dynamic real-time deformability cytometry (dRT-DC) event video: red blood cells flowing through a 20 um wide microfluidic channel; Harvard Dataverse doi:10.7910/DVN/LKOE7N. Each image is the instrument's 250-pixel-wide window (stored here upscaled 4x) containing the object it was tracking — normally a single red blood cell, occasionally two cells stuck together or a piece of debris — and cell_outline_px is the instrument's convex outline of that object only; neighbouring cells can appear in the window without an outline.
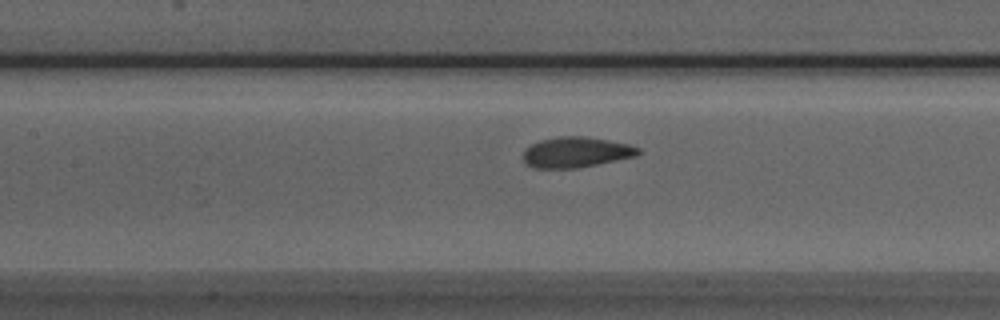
{"species": "Egyptian fruit bat (a non-hibernating species)", "species_latin": "Rousettus aegyptiacus", "temperature_condition": "room temperature", "stored_images_in_passage": 41, "camera_frame_rate_fps": 3000, "um_per_image_px": 0.085, "animal": {"sex": "male"}, "frame": {"image": 1, "passage_image": 19, "time_ms": 6.0, "image_size_px": [1000, 320], "cell_outline_px": [[640, 152], [636, 156], [576, 168], [532, 168], [524, 164], [524, 148], [540, 140], [560, 136], [584, 136], [628, 144], [640, 148]], "centroid_in_image_um": [48.92, 12.94], "position_along_channel_um": 158.5, "area_um2": 20.35}}
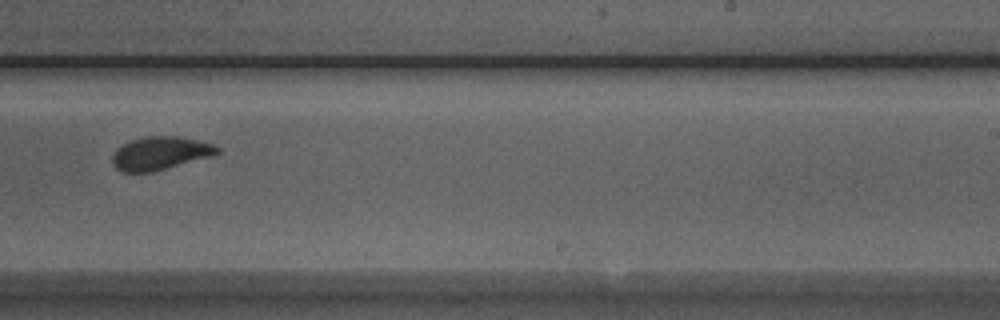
{"frame": {"image": 2, "passage_image": 28, "time_ms": 9.0, "image_size_px": [1000, 320], "cell_outline_px": [[220, 152], [212, 156], [152, 172], [120, 172], [112, 164], [112, 156], [116, 148], [128, 140], [144, 136], [176, 136], [200, 140], [212, 144], [220, 148]], "centroid_in_image_um": [13.58, 13.02], "position_along_channel_um": 275.4, "area_um2": 20.52}}
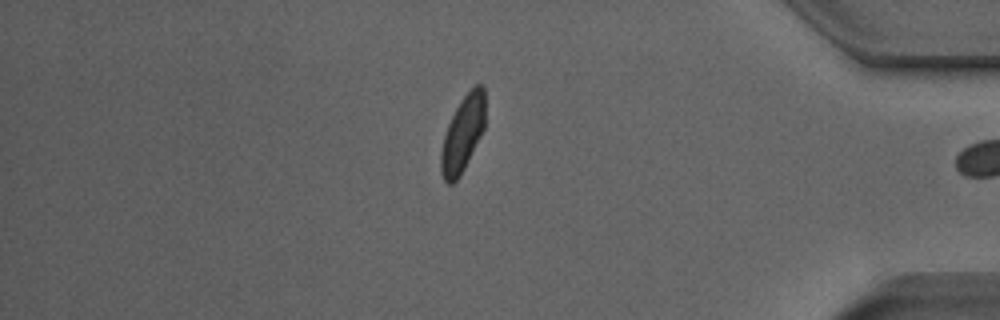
{"frame": {"image": 3, "passage_image": 40, "time_ms": 13.0, "image_size_px": [1000, 320], "cell_outline_px": [[484, 128], [460, 176], [452, 184], [448, 184], [444, 180], [440, 172], [440, 152], [444, 136], [448, 124], [460, 100], [476, 84], [484, 84]], "centroid_in_image_um": [39.31, 11.39], "position_along_channel_um": 395.9, "area_um2": 19.31}, "authors_computed_cell_mechanics": {"area_um2": 21.0392, "velocity_mm_per_s": 3.9139, "shape_relaxation_time_tau1_ms": 2.8872, "shape_relaxation_time_tau2_ms": 0.9768, "deformation_change_tau1": 0.1097, "deformation_change_tau2": 0.0516}}